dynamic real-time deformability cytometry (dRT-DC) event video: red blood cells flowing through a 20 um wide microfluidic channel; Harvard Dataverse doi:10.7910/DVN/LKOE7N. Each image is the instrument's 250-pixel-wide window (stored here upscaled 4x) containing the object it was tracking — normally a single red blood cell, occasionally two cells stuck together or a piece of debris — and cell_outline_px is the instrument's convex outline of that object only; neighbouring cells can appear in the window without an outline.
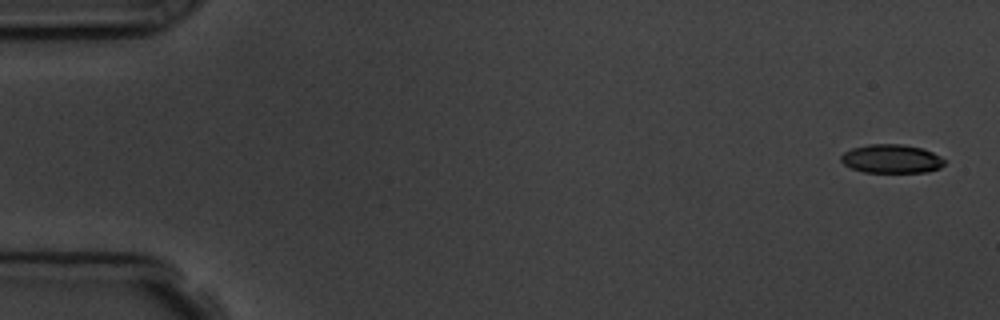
{"species": "common noctule bat (a hibernating species)", "species_latin": "Nyctalus noctula", "temperature_condition": "room temperature", "stored_images_in_passage": 4, "camera_frame_rate_fps": 3000, "um_per_image_px": 0.085, "animal": {"sex": "male", "body_mass_g": 19.5, "forearm_length_mm": 54.6}, "frame": {"image": 1, "passage_image": 1, "time_ms": 0.0, "image_size_px": [1000, 320], "cell_outline_px": [[944, 164], [940, 168], [928, 172], [864, 172], [852, 168], [844, 164], [840, 160], [840, 156], [844, 152], [852, 148], [868, 144], [900, 144], [924, 148], [940, 156], [944, 160]], "centroid_in_image_um": [75.78, 13.49], "position_along_channel_um": 9.2, "area_um2": 17.34}}